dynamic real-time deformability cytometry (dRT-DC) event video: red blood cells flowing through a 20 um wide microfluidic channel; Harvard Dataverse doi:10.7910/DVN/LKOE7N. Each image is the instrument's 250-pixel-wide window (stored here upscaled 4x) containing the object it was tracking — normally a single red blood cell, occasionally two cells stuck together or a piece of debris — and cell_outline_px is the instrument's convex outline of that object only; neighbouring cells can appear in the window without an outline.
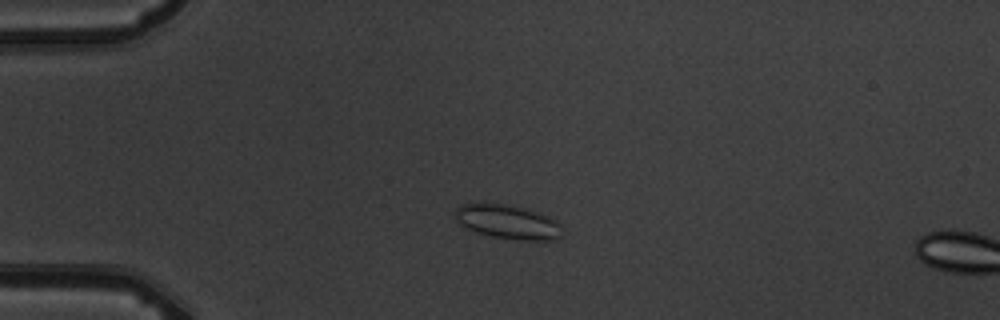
{"species": "common noctule bat (a hibernating species)", "species_latin": "Nyctalus noctula", "temperature_condition": "warm", "stored_images_in_passage": 5, "camera_frame_rate_fps": 3000, "um_per_image_px": 0.085, "animal": {"sex": "male", "body_mass_g": 19.5, "forearm_length_mm": 54.6}, "frame": {"image": 1, "passage_image": 4, "time_ms": 3.333, "image_size_px": [1000, 320], "cell_outline_px": [[560, 236], [556, 240], [520, 240], [492, 236], [476, 232], [460, 224], [456, 220], [456, 208], [460, 204], [504, 204], [524, 208], [540, 212], [556, 220]], "centroid_in_image_um": [43.14, 18.86], "position_along_channel_um": 41.9, "area_um2": 20.87}}